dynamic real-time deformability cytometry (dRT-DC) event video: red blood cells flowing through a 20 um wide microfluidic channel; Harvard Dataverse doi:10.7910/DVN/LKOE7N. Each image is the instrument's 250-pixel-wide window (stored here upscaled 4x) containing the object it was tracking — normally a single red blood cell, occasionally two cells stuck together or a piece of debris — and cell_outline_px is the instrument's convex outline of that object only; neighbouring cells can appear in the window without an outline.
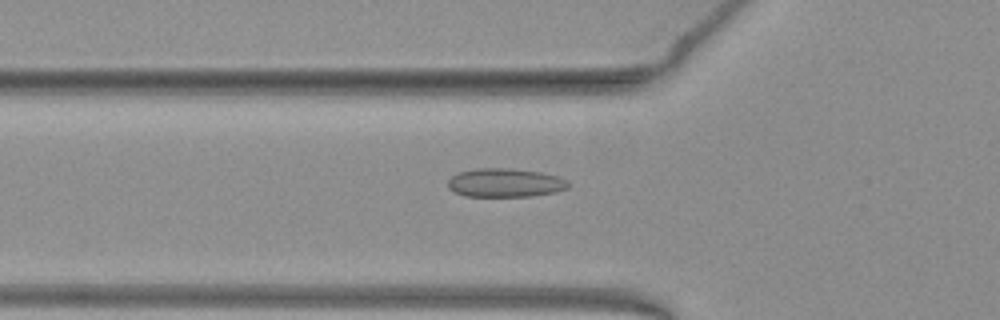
{"species": "common noctule bat (a hibernating species)", "species_latin": "Nyctalus noctula", "temperature_condition": "warm", "stored_images_in_passage": 33, "camera_frame_rate_fps": 3000, "um_per_image_px": 0.085, "animal": {"sex": "female", "body_mass_g": 19.3, "forearm_length_mm": 54.1}, "frame": {"image": 1, "passage_image": 5, "time_ms": 1.333, "image_size_px": [1000, 320], "cell_outline_px": [[568, 188], [556, 192], [532, 196], [464, 196], [448, 188], [448, 180], [452, 176], [460, 172], [476, 168], [508, 168], [540, 172], [560, 176], [568, 180]], "centroid_in_image_um": [42.96, 15.53], "position_along_channel_um": 82.8, "area_um2": 20.17}}
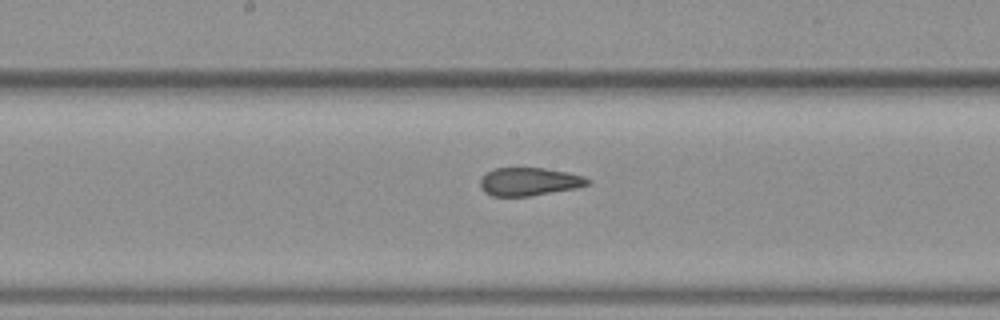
{"frame": {"image": 2, "passage_image": 14, "time_ms": 4.333, "image_size_px": [1000, 320], "cell_outline_px": [[592, 180], [588, 184], [576, 188], [528, 196], [492, 196], [484, 192], [480, 188], [480, 180], [492, 168], [544, 168], [568, 172], [584, 176]], "centroid_in_image_um": [44.98, 15.43], "position_along_channel_um": 203.2, "area_um2": 17.57}}
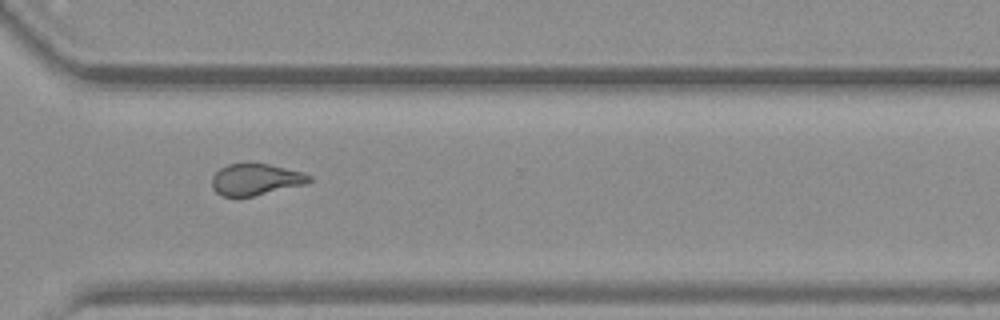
{"frame": {"image": 3, "passage_image": 25, "time_ms": 8.0, "image_size_px": [1000, 320], "cell_outline_px": [[312, 180], [304, 184], [252, 196], [220, 196], [212, 188], [212, 176], [220, 168], [228, 164], [268, 164], [304, 172], [312, 176]], "centroid_in_image_um": [21.72, 15.25], "position_along_channel_um": 348.9, "area_um2": 17.63}, "authors_computed_cell_mechanics": {"area_um2": 18.4382, "velocity_mm_per_s": 3.9751, "shape_relaxation_time_tau1_ms": null, "shape_relaxation_time_tau2_ms": 1.824, "deformation_change_tau1": null, "deformation_change_tau2": 0.0753}}